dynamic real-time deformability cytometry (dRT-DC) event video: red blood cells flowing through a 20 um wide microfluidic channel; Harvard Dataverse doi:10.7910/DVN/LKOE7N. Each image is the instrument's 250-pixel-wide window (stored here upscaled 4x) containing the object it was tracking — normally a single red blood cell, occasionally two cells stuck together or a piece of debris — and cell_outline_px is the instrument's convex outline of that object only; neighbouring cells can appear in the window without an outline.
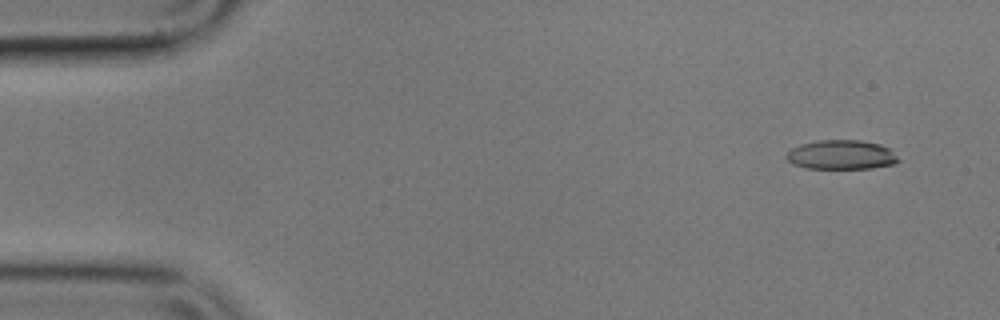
{"species": "common noctule bat (a hibernating species)", "species_latin": "Nyctalus noctula", "temperature_condition": "cold", "stored_images_in_passage": 53, "camera_frame_rate_fps": 3000, "um_per_image_px": 0.085, "animal": {"sex": "male", "body_mass_g": 17.9}, "frame": {"image": 1, "passage_image": 2, "time_ms": 0.333, "image_size_px": [1000, 320], "cell_outline_px": [[900, 160], [896, 164], [872, 168], [804, 168], [792, 164], [784, 156], [792, 148], [800, 144], [816, 140], [860, 140], [880, 144], [888, 148]], "centroid_in_image_um": [71.49, 13.15], "position_along_channel_um": 13.5, "area_um2": 19.19}}
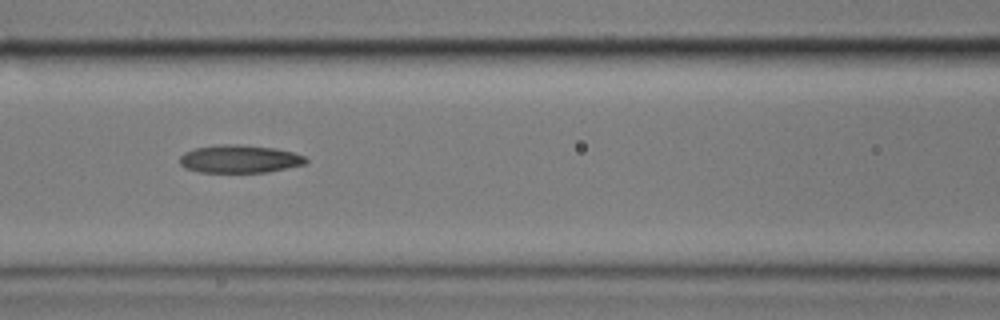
{"frame": {"image": 2, "passage_image": 22, "time_ms": 7.0, "image_size_px": [1000, 320], "cell_outline_px": [[308, 160], [304, 164], [268, 172], [200, 172], [184, 168], [180, 164], [180, 156], [184, 152], [196, 148], [224, 144], [228, 144], [276, 148], [292, 152], [304, 156]], "centroid_in_image_um": [20.35, 13.52], "position_along_channel_um": 146.3, "area_um2": 20.29}}
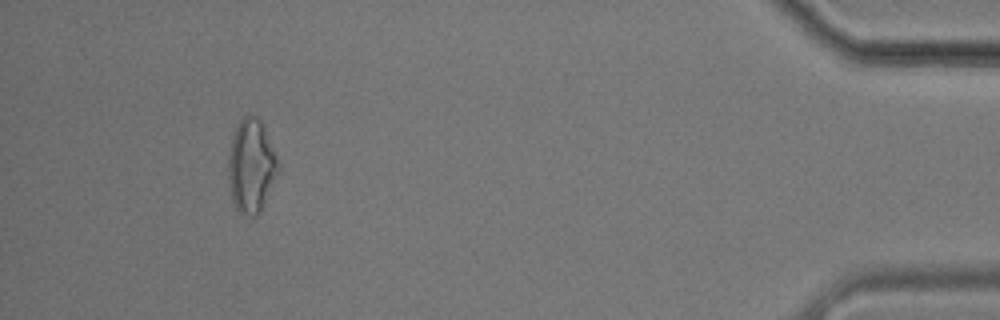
{"frame": {"image": 3, "passage_image": 50, "time_ms": 16.333, "image_size_px": [1000, 320], "cell_outline_px": [[280, 172], [260, 212], [256, 216], [248, 216], [240, 212], [236, 208], [232, 200], [228, 180], [228, 156], [232, 136], [240, 120], [244, 116], [256, 116], [260, 120], [264, 128], [276, 156], [280, 168]], "centroid_in_image_um": [21.36, 14.14], "position_along_channel_um": 413.8, "area_um2": 27.17}}